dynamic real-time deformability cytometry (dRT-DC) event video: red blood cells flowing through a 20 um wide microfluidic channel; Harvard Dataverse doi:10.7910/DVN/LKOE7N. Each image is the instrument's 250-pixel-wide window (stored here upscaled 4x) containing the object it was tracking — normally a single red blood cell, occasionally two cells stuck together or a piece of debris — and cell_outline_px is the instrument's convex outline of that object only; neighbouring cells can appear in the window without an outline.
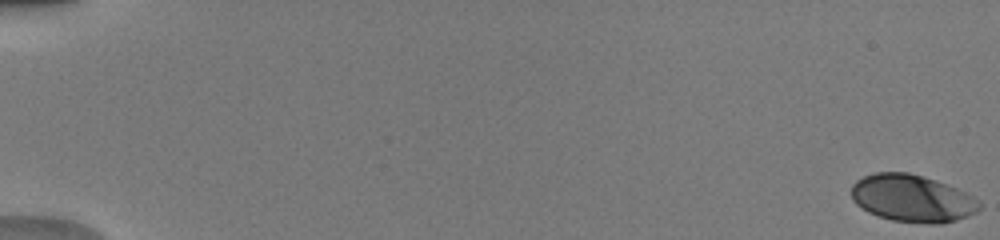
{"species": "human", "species_latin": "Homo sapiens", "temperature_condition": "warm", "stored_images_in_passage": 52, "camera_frame_rate_fps": 3000, "um_per_image_px": 0.085, "donor": {"sex": "male"}, "frame": {"image": 1, "passage_image": 1, "time_ms": 0.0, "image_size_px": [1000, 240], "cell_outline_px": [[980, 208], [976, 212], [968, 216], [956, 220], [940, 224], [932, 224], [892, 220], [868, 212], [860, 208], [852, 200], [852, 184], [856, 180], [864, 176], [876, 172], [908, 172], [924, 176], [936, 180], [956, 188], [972, 196], [980, 204]], "centroid_in_image_um": [77.51, 16.86], "position_along_channel_um": 7.5, "area_um2": 35.2}}
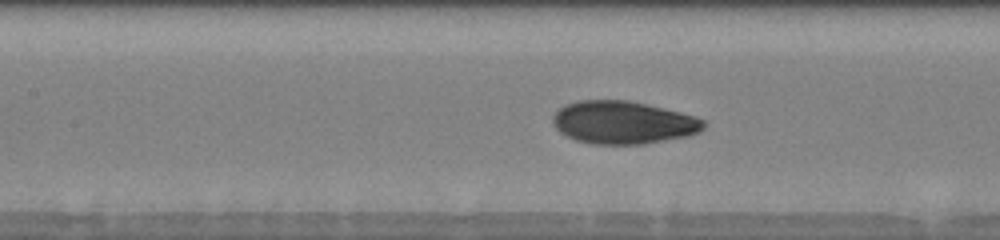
{"frame": {"image": 2, "passage_image": 26, "time_ms": 8.333, "image_size_px": [1000, 240], "cell_outline_px": [[708, 124], [700, 132], [688, 136], [644, 144], [592, 144], [576, 140], [560, 132], [556, 128], [552, 120], [552, 116], [564, 104], [576, 100], [628, 100], [664, 108], [696, 116], [704, 120]], "centroid_in_image_um": [52.99, 10.41], "position_along_channel_um": 154.4, "area_um2": 37.86}}
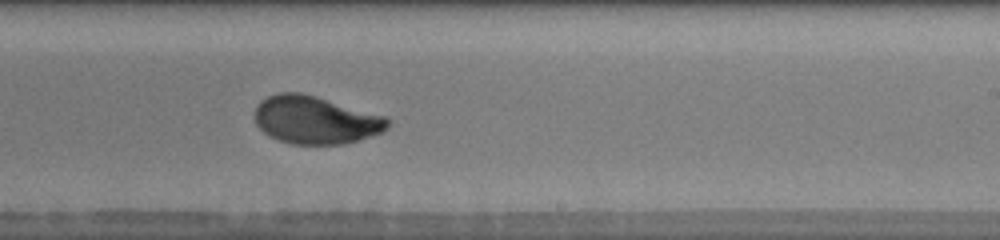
{"frame": {"image": 3, "passage_image": 34, "time_ms": 11.0, "image_size_px": [1000, 240], "cell_outline_px": [[388, 128], [384, 132], [360, 140], [344, 144], [292, 144], [268, 136], [256, 124], [256, 104], [260, 100], [268, 96], [280, 92], [300, 92], [316, 96], [384, 116], [388, 120]], "centroid_in_image_um": [26.8, 10.2], "position_along_channel_um": 262.2, "area_um2": 36.99}, "authors_computed_cell_mechanics": {"area_um2": 36.703, "velocity_mm_per_s": 4.0515, "shape_relaxation_time_tau1_ms": 4.3432, "shape_relaxation_time_tau2_ms": null, "deformation_change_tau1": 0.1746, "deformation_change_tau2": null}}